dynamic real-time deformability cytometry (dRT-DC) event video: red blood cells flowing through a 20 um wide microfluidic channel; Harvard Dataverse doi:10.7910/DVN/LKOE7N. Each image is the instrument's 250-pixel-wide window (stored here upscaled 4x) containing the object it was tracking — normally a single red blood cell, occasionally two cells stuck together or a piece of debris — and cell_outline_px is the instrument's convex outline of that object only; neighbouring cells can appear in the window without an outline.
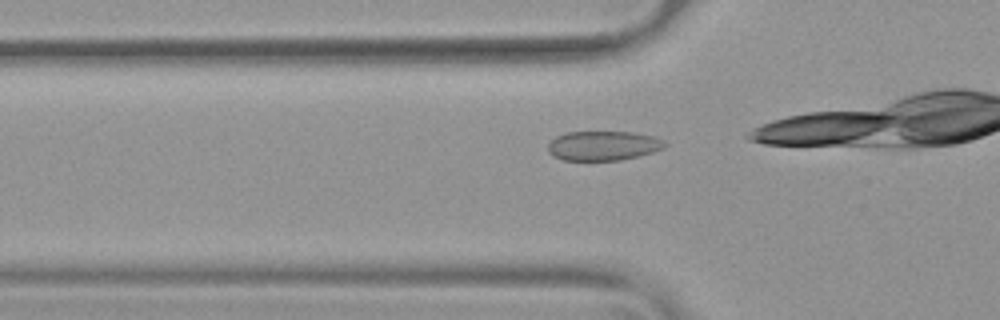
{"species": "common noctule bat (a hibernating species)", "species_latin": "Nyctalus noctula", "temperature_condition": "warm", "stored_images_in_passage": 6, "camera_frame_rate_fps": 3000, "um_per_image_px": 0.085, "animal": {"sex": "female", "body_mass_g": 19.9}, "frame": {"image": 1, "passage_image": 2, "time_ms": 0.333, "image_size_px": [1000, 320], "cell_outline_px": [[668, 144], [664, 148], [652, 152], [620, 160], [564, 160], [552, 156], [548, 152], [548, 144], [556, 136], [568, 132], [632, 132], [656, 136], [664, 140]], "centroid_in_image_um": [51.29, 12.38], "position_along_channel_um": 74.5, "area_um2": 20.11}}